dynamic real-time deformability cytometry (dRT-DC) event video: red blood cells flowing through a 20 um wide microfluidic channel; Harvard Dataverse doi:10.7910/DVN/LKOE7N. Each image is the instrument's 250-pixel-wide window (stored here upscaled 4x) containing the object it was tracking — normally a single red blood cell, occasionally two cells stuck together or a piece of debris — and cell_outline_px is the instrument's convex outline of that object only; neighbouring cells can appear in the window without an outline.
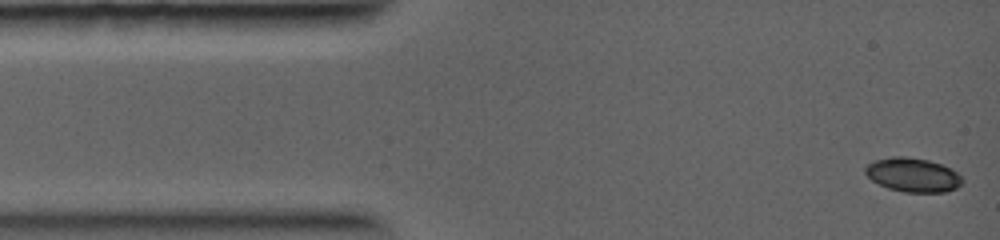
{"species": "common noctule bat (a hibernating species)", "species_latin": "Nyctalus noctula", "temperature_condition": "warm", "stored_images_in_passage": 3, "camera_frame_rate_fps": 5000, "um_per_image_px": 0.085, "animal": {"sex": "female", "body_mass_g": 19.0, "forearm_length_mm": 56.7}, "frame": {"image": 1, "passage_image": 1, "time_ms": 0.0, "image_size_px": [1000, 240], "cell_outline_px": [[964, 180], [956, 188], [944, 192], [904, 192], [888, 188], [872, 180], [864, 172], [864, 168], [872, 160], [892, 156], [904, 156], [928, 160], [940, 164], [956, 172]], "centroid_in_image_um": [77.55, 14.86], "position_along_channel_um": 7.4, "area_um2": 19.13}}
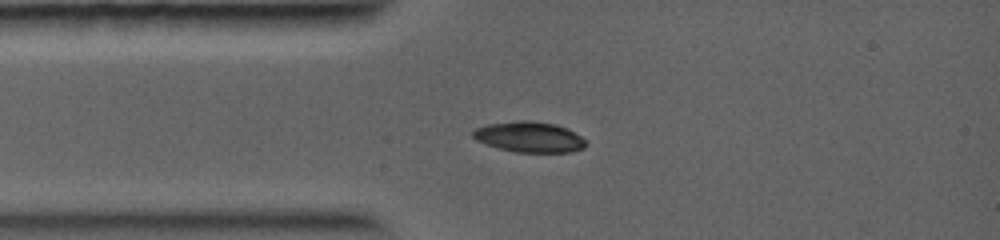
{"frame": {"image": 2, "passage_image": 3, "time_ms": 2.2, "image_size_px": [1000, 240], "cell_outline_px": [[588, 144], [584, 148], [572, 152], [516, 152], [500, 148], [476, 140], [472, 136], [472, 132], [476, 128], [488, 124], [520, 120], [532, 120], [556, 124], [568, 128], [588, 140]], "centroid_in_image_um": [45.07, 11.63], "position_along_channel_um": 39.9, "area_um2": 20.29}}